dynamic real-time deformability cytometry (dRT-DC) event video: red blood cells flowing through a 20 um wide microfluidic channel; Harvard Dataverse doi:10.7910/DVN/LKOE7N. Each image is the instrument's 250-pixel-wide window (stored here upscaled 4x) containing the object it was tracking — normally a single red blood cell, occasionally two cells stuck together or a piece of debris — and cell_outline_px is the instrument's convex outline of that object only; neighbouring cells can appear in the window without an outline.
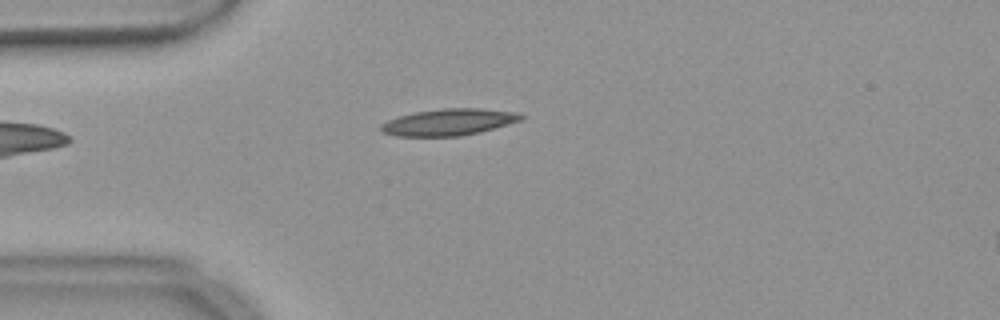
{"species": "common noctule bat (a hibernating species)", "species_latin": "Nyctalus noctula", "temperature_condition": "warm", "stored_images_in_passage": 34, "camera_frame_rate_fps": 3000, "um_per_image_px": 0.085, "animal": {"sex": "female", "body_mass_g": 18.4}, "frame": {"image": 1, "passage_image": 1, "time_ms": 0.0, "image_size_px": [1000, 320], "cell_outline_px": [[524, 116], [520, 120], [492, 128], [460, 136], [396, 136], [384, 132], [380, 128], [380, 124], [388, 120], [400, 116], [416, 112], [444, 108], [480, 108], [516, 112]], "centroid_in_image_um": [38.11, 10.37], "position_along_channel_um": 46.9, "area_um2": 21.27}}
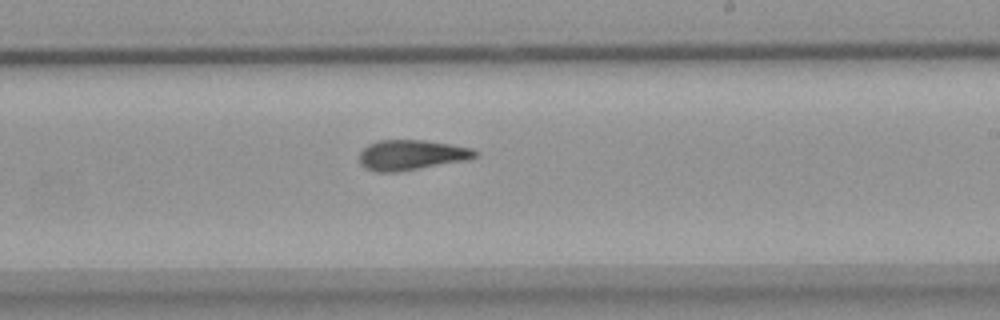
{"frame": {"image": 2, "passage_image": 19, "time_ms": 6.0, "image_size_px": [1000, 320], "cell_outline_px": [[480, 152], [476, 156], [468, 160], [400, 172], [376, 172], [364, 168], [360, 164], [360, 152], [368, 144], [376, 140], [424, 140], [472, 148]], "centroid_in_image_um": [34.96, 13.18], "position_along_channel_um": 254.0, "area_um2": 20.58}}
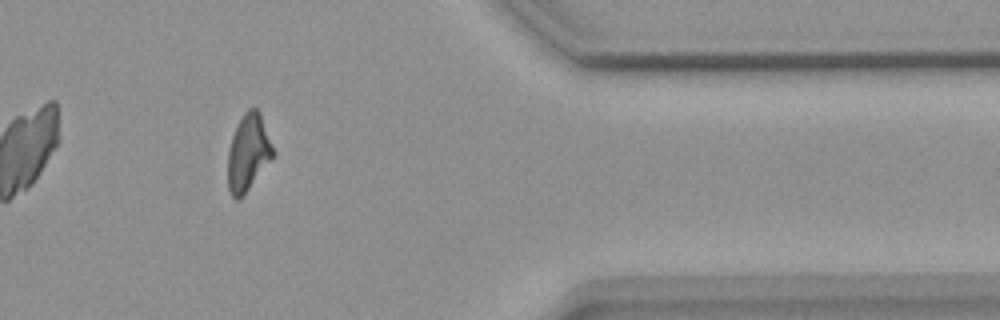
{"frame": {"image": 3, "passage_image": 32, "time_ms": 10.333, "image_size_px": [1000, 320], "cell_outline_px": [[272, 156], [244, 196], [240, 200], [236, 200], [232, 196], [228, 188], [228, 152], [232, 136], [244, 112], [248, 108], [256, 108], [260, 112], [272, 148]], "centroid_in_image_um": [21.05, 13.0], "position_along_channel_um": 390.3, "area_um2": 19.59}, "authors_computed_cell_mechanics": {"area_um2": 20.3456, "velocity_mm_per_s": 3.6767, "shape_relaxation_time_tau1_ms": null, "shape_relaxation_time_tau2_ms": 3.8851, "deformation_change_tau1": null, "deformation_change_tau2": 0.128}}